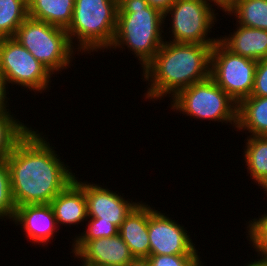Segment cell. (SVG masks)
Here are the masks:
<instances>
[{
    "mask_svg": "<svg viewBox=\"0 0 267 266\" xmlns=\"http://www.w3.org/2000/svg\"><path fill=\"white\" fill-rule=\"evenodd\" d=\"M16 208L11 189L9 165L6 159H0V219L12 221Z\"/></svg>",
    "mask_w": 267,
    "mask_h": 266,
    "instance_id": "23",
    "label": "cell"
},
{
    "mask_svg": "<svg viewBox=\"0 0 267 266\" xmlns=\"http://www.w3.org/2000/svg\"><path fill=\"white\" fill-rule=\"evenodd\" d=\"M176 0H147L149 6L158 9L163 14Z\"/></svg>",
    "mask_w": 267,
    "mask_h": 266,
    "instance_id": "30",
    "label": "cell"
},
{
    "mask_svg": "<svg viewBox=\"0 0 267 266\" xmlns=\"http://www.w3.org/2000/svg\"><path fill=\"white\" fill-rule=\"evenodd\" d=\"M0 113V159H7L16 145L31 131L32 127L11 114ZM28 126V127H27Z\"/></svg>",
    "mask_w": 267,
    "mask_h": 266,
    "instance_id": "21",
    "label": "cell"
},
{
    "mask_svg": "<svg viewBox=\"0 0 267 266\" xmlns=\"http://www.w3.org/2000/svg\"><path fill=\"white\" fill-rule=\"evenodd\" d=\"M148 204V237L150 254L198 255V250L185 226Z\"/></svg>",
    "mask_w": 267,
    "mask_h": 266,
    "instance_id": "10",
    "label": "cell"
},
{
    "mask_svg": "<svg viewBox=\"0 0 267 266\" xmlns=\"http://www.w3.org/2000/svg\"><path fill=\"white\" fill-rule=\"evenodd\" d=\"M84 193L87 201L88 218H101L120 228L131 210L139 203L125 199L124 193L104 188L102 185L84 181Z\"/></svg>",
    "mask_w": 267,
    "mask_h": 266,
    "instance_id": "12",
    "label": "cell"
},
{
    "mask_svg": "<svg viewBox=\"0 0 267 266\" xmlns=\"http://www.w3.org/2000/svg\"><path fill=\"white\" fill-rule=\"evenodd\" d=\"M10 85H7L6 80L4 76L0 73V113L1 112H8L10 109L8 108L9 106V99L7 95L9 94V89Z\"/></svg>",
    "mask_w": 267,
    "mask_h": 266,
    "instance_id": "28",
    "label": "cell"
},
{
    "mask_svg": "<svg viewBox=\"0 0 267 266\" xmlns=\"http://www.w3.org/2000/svg\"><path fill=\"white\" fill-rule=\"evenodd\" d=\"M53 75L71 68L75 52L66 29L27 17L12 37ZM68 67V68H67Z\"/></svg>",
    "mask_w": 267,
    "mask_h": 266,
    "instance_id": "5",
    "label": "cell"
},
{
    "mask_svg": "<svg viewBox=\"0 0 267 266\" xmlns=\"http://www.w3.org/2000/svg\"><path fill=\"white\" fill-rule=\"evenodd\" d=\"M239 0H210L212 6L226 14ZM214 4V5H213Z\"/></svg>",
    "mask_w": 267,
    "mask_h": 266,
    "instance_id": "29",
    "label": "cell"
},
{
    "mask_svg": "<svg viewBox=\"0 0 267 266\" xmlns=\"http://www.w3.org/2000/svg\"><path fill=\"white\" fill-rule=\"evenodd\" d=\"M16 226L20 225L27 239L34 244L43 245L53 240L55 233H59L55 214L51 204H29L16 208L14 219ZM58 228V229H57Z\"/></svg>",
    "mask_w": 267,
    "mask_h": 266,
    "instance_id": "13",
    "label": "cell"
},
{
    "mask_svg": "<svg viewBox=\"0 0 267 266\" xmlns=\"http://www.w3.org/2000/svg\"><path fill=\"white\" fill-rule=\"evenodd\" d=\"M72 250L74 258L82 263L104 266H126L134 256L120 234L110 238L94 240H73Z\"/></svg>",
    "mask_w": 267,
    "mask_h": 266,
    "instance_id": "11",
    "label": "cell"
},
{
    "mask_svg": "<svg viewBox=\"0 0 267 266\" xmlns=\"http://www.w3.org/2000/svg\"><path fill=\"white\" fill-rule=\"evenodd\" d=\"M257 257H260V258H257L254 261H248L244 266H267V258H264L261 256H257Z\"/></svg>",
    "mask_w": 267,
    "mask_h": 266,
    "instance_id": "31",
    "label": "cell"
},
{
    "mask_svg": "<svg viewBox=\"0 0 267 266\" xmlns=\"http://www.w3.org/2000/svg\"><path fill=\"white\" fill-rule=\"evenodd\" d=\"M126 266H150L147 258H135Z\"/></svg>",
    "mask_w": 267,
    "mask_h": 266,
    "instance_id": "32",
    "label": "cell"
},
{
    "mask_svg": "<svg viewBox=\"0 0 267 266\" xmlns=\"http://www.w3.org/2000/svg\"><path fill=\"white\" fill-rule=\"evenodd\" d=\"M213 46L176 43L166 41L165 37L156 55L141 68V79L148 83L145 99L157 101L168 96L172 99L179 91L208 79Z\"/></svg>",
    "mask_w": 267,
    "mask_h": 266,
    "instance_id": "2",
    "label": "cell"
},
{
    "mask_svg": "<svg viewBox=\"0 0 267 266\" xmlns=\"http://www.w3.org/2000/svg\"><path fill=\"white\" fill-rule=\"evenodd\" d=\"M165 23L164 14L147 0H118L116 31L108 50L123 52L126 46L143 68L165 42Z\"/></svg>",
    "mask_w": 267,
    "mask_h": 266,
    "instance_id": "3",
    "label": "cell"
},
{
    "mask_svg": "<svg viewBox=\"0 0 267 266\" xmlns=\"http://www.w3.org/2000/svg\"><path fill=\"white\" fill-rule=\"evenodd\" d=\"M0 73L7 85H18L35 94L50 90L53 74L14 38L0 39Z\"/></svg>",
    "mask_w": 267,
    "mask_h": 266,
    "instance_id": "8",
    "label": "cell"
},
{
    "mask_svg": "<svg viewBox=\"0 0 267 266\" xmlns=\"http://www.w3.org/2000/svg\"><path fill=\"white\" fill-rule=\"evenodd\" d=\"M28 17V0H0V39L11 38Z\"/></svg>",
    "mask_w": 267,
    "mask_h": 266,
    "instance_id": "22",
    "label": "cell"
},
{
    "mask_svg": "<svg viewBox=\"0 0 267 266\" xmlns=\"http://www.w3.org/2000/svg\"><path fill=\"white\" fill-rule=\"evenodd\" d=\"M117 14L118 0H75L73 18L66 31L76 54L92 55L91 52L105 49L107 52L114 40Z\"/></svg>",
    "mask_w": 267,
    "mask_h": 266,
    "instance_id": "4",
    "label": "cell"
},
{
    "mask_svg": "<svg viewBox=\"0 0 267 266\" xmlns=\"http://www.w3.org/2000/svg\"><path fill=\"white\" fill-rule=\"evenodd\" d=\"M259 187H260V190L263 189L265 191L264 194L266 193V195H267V180H265L264 182H262L259 185Z\"/></svg>",
    "mask_w": 267,
    "mask_h": 266,
    "instance_id": "33",
    "label": "cell"
},
{
    "mask_svg": "<svg viewBox=\"0 0 267 266\" xmlns=\"http://www.w3.org/2000/svg\"><path fill=\"white\" fill-rule=\"evenodd\" d=\"M81 266H104V265H97V264H91V263H82Z\"/></svg>",
    "mask_w": 267,
    "mask_h": 266,
    "instance_id": "34",
    "label": "cell"
},
{
    "mask_svg": "<svg viewBox=\"0 0 267 266\" xmlns=\"http://www.w3.org/2000/svg\"><path fill=\"white\" fill-rule=\"evenodd\" d=\"M257 63L232 53L218 40L211 51L210 77L239 104L251 96Z\"/></svg>",
    "mask_w": 267,
    "mask_h": 266,
    "instance_id": "9",
    "label": "cell"
},
{
    "mask_svg": "<svg viewBox=\"0 0 267 266\" xmlns=\"http://www.w3.org/2000/svg\"><path fill=\"white\" fill-rule=\"evenodd\" d=\"M85 231L76 234L72 240H94L98 238H110L119 234V228L111 222L101 221V218H87Z\"/></svg>",
    "mask_w": 267,
    "mask_h": 266,
    "instance_id": "25",
    "label": "cell"
},
{
    "mask_svg": "<svg viewBox=\"0 0 267 266\" xmlns=\"http://www.w3.org/2000/svg\"><path fill=\"white\" fill-rule=\"evenodd\" d=\"M200 255H156L150 254V266H202Z\"/></svg>",
    "mask_w": 267,
    "mask_h": 266,
    "instance_id": "26",
    "label": "cell"
},
{
    "mask_svg": "<svg viewBox=\"0 0 267 266\" xmlns=\"http://www.w3.org/2000/svg\"><path fill=\"white\" fill-rule=\"evenodd\" d=\"M119 234L130 248L134 258H147L150 255L148 237V204L143 201L131 210L119 228Z\"/></svg>",
    "mask_w": 267,
    "mask_h": 266,
    "instance_id": "15",
    "label": "cell"
},
{
    "mask_svg": "<svg viewBox=\"0 0 267 266\" xmlns=\"http://www.w3.org/2000/svg\"><path fill=\"white\" fill-rule=\"evenodd\" d=\"M170 100L172 111L237 128L238 104L211 77L179 91Z\"/></svg>",
    "mask_w": 267,
    "mask_h": 266,
    "instance_id": "6",
    "label": "cell"
},
{
    "mask_svg": "<svg viewBox=\"0 0 267 266\" xmlns=\"http://www.w3.org/2000/svg\"><path fill=\"white\" fill-rule=\"evenodd\" d=\"M246 225L248 244L255 249L256 255L267 258V213L249 220Z\"/></svg>",
    "mask_w": 267,
    "mask_h": 266,
    "instance_id": "24",
    "label": "cell"
},
{
    "mask_svg": "<svg viewBox=\"0 0 267 266\" xmlns=\"http://www.w3.org/2000/svg\"><path fill=\"white\" fill-rule=\"evenodd\" d=\"M227 14L236 16V24L267 31V0H239Z\"/></svg>",
    "mask_w": 267,
    "mask_h": 266,
    "instance_id": "20",
    "label": "cell"
},
{
    "mask_svg": "<svg viewBox=\"0 0 267 266\" xmlns=\"http://www.w3.org/2000/svg\"><path fill=\"white\" fill-rule=\"evenodd\" d=\"M236 29L219 41L232 53L260 61L267 58V31L235 24Z\"/></svg>",
    "mask_w": 267,
    "mask_h": 266,
    "instance_id": "16",
    "label": "cell"
},
{
    "mask_svg": "<svg viewBox=\"0 0 267 266\" xmlns=\"http://www.w3.org/2000/svg\"><path fill=\"white\" fill-rule=\"evenodd\" d=\"M75 0H28V16L67 29L71 24Z\"/></svg>",
    "mask_w": 267,
    "mask_h": 266,
    "instance_id": "18",
    "label": "cell"
},
{
    "mask_svg": "<svg viewBox=\"0 0 267 266\" xmlns=\"http://www.w3.org/2000/svg\"><path fill=\"white\" fill-rule=\"evenodd\" d=\"M243 149L244 163L252 181L258 186L267 180V136H248Z\"/></svg>",
    "mask_w": 267,
    "mask_h": 266,
    "instance_id": "19",
    "label": "cell"
},
{
    "mask_svg": "<svg viewBox=\"0 0 267 266\" xmlns=\"http://www.w3.org/2000/svg\"><path fill=\"white\" fill-rule=\"evenodd\" d=\"M212 7L210 0H176L164 13V21L170 17L171 23L168 27L171 31L167 33L172 39L168 41L214 45L219 38H211L209 34L219 13Z\"/></svg>",
    "mask_w": 267,
    "mask_h": 266,
    "instance_id": "7",
    "label": "cell"
},
{
    "mask_svg": "<svg viewBox=\"0 0 267 266\" xmlns=\"http://www.w3.org/2000/svg\"><path fill=\"white\" fill-rule=\"evenodd\" d=\"M251 96L267 97V58L257 63Z\"/></svg>",
    "mask_w": 267,
    "mask_h": 266,
    "instance_id": "27",
    "label": "cell"
},
{
    "mask_svg": "<svg viewBox=\"0 0 267 266\" xmlns=\"http://www.w3.org/2000/svg\"><path fill=\"white\" fill-rule=\"evenodd\" d=\"M43 134L32 128L6 159L16 207L49 204L75 180V173Z\"/></svg>",
    "mask_w": 267,
    "mask_h": 266,
    "instance_id": "1",
    "label": "cell"
},
{
    "mask_svg": "<svg viewBox=\"0 0 267 266\" xmlns=\"http://www.w3.org/2000/svg\"><path fill=\"white\" fill-rule=\"evenodd\" d=\"M236 129L249 136H267V97L249 96L238 104Z\"/></svg>",
    "mask_w": 267,
    "mask_h": 266,
    "instance_id": "17",
    "label": "cell"
},
{
    "mask_svg": "<svg viewBox=\"0 0 267 266\" xmlns=\"http://www.w3.org/2000/svg\"><path fill=\"white\" fill-rule=\"evenodd\" d=\"M58 227H71L87 220V201L84 193V181L75 177L65 189L51 201Z\"/></svg>",
    "mask_w": 267,
    "mask_h": 266,
    "instance_id": "14",
    "label": "cell"
}]
</instances>
